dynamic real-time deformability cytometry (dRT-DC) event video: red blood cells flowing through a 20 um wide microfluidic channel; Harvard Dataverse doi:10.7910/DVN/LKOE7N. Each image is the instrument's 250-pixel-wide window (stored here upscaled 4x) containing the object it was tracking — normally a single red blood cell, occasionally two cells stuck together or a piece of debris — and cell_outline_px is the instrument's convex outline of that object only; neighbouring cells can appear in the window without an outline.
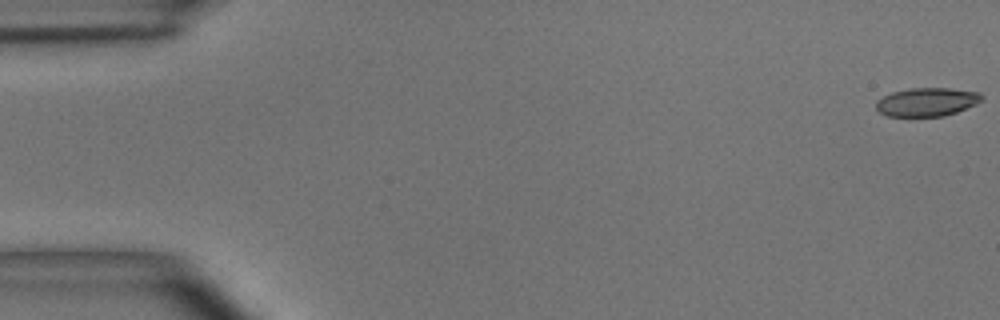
{"species": "common noctule bat (a hibernating species)", "species_latin": "Nyctalus noctula", "temperature_condition": "room temperature", "stored_images_in_passage": 56, "camera_frame_rate_fps": 3000, "um_per_image_px": 0.085, "animal": {"sex": "male", "body_mass_g": 15.6}, "frame": {"image": 1, "passage_image": 1, "time_ms": 0.0, "image_size_px": [1000, 320], "cell_outline_px": [[984, 100], [976, 104], [956, 112], [944, 116], [888, 116], [880, 112], [876, 108], [876, 100], [892, 92], [908, 88], [948, 88], [980, 92], [984, 96]], "centroid_in_image_um": [78.81, 8.66], "position_along_channel_um": 6.2, "area_um2": 17.63}}
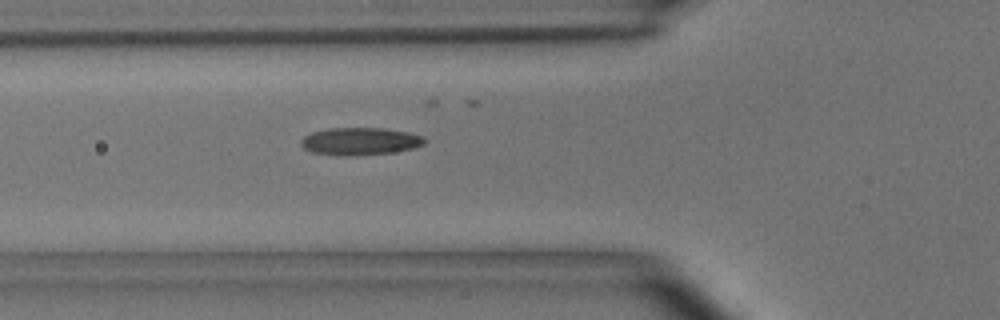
{"frame": {"image": 2, "passage_image": 20, "time_ms": 6.333, "image_size_px": [1000, 320], "cell_outline_px": [[428, 140], [424, 144], [416, 148], [392, 152], [352, 156], [344, 156], [312, 152], [304, 148], [300, 144], [300, 140], [304, 136], [312, 132], [328, 128], [384, 128], [408, 132], [424, 136]], "centroid_in_image_um": [30.64, 12.01], "position_along_channel_um": 95.2, "area_um2": 20.0}}
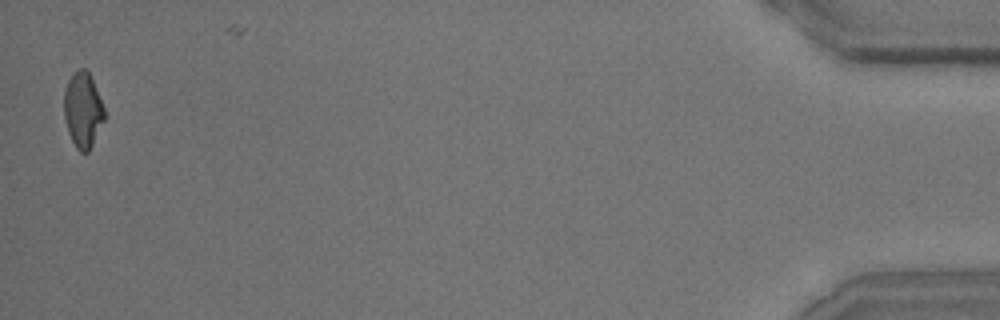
{"frame": {"image": 3, "passage_image": 55, "time_ms": 18.0, "image_size_px": [1000, 320], "cell_outline_px": [[108, 116], [88, 152], [80, 152], [76, 148], [68, 132], [64, 116], [64, 92], [68, 80], [80, 68], [88, 68]], "centroid_in_image_um": [7.08, 9.35], "position_along_channel_um": 428.1, "area_um2": 18.03}, "authors_computed_cell_mechanics": {"area_um2": 18.7561, "velocity_mm_per_s": 3.6205, "shape_relaxation_time_tau1_ms": 4.9147, "shape_relaxation_time_tau2_ms": 1.8281, "deformation_change_tau1": 0.1629, "deformation_change_tau2": 0.0974}}